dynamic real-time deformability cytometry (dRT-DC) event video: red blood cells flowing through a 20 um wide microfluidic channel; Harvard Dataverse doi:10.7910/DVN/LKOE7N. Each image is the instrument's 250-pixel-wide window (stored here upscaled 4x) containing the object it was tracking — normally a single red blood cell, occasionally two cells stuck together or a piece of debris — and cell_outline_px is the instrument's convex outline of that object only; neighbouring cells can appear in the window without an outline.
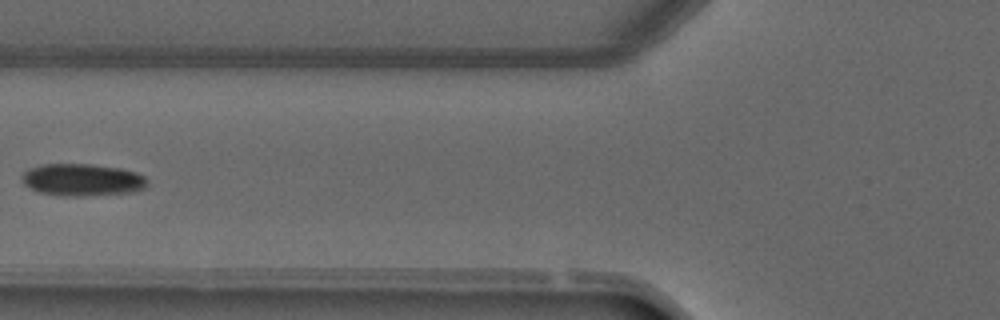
{"species": "common noctule bat (a hibernating species)", "species_latin": "Nyctalus noctula", "temperature_condition": "warm", "stored_images_in_passage": 4, "camera_frame_rate_fps": 3000, "um_per_image_px": 0.085, "animal": {"sex": "male", "forearm_length_mm": 52.5}, "frame": {"image": 1, "passage_image": 4, "time_ms": 4.0, "image_size_px": [1000, 320], "cell_outline_px": [[148, 184], [144, 188], [128, 192], [84, 196], [64, 196], [40, 192], [24, 184], [20, 176], [28, 168], [44, 164], [88, 164], [120, 168], [136, 172], [144, 176], [148, 180]], "centroid_in_image_um": [6.98, 15.28], "position_along_channel_um": 118.8, "area_um2": 23.41}}